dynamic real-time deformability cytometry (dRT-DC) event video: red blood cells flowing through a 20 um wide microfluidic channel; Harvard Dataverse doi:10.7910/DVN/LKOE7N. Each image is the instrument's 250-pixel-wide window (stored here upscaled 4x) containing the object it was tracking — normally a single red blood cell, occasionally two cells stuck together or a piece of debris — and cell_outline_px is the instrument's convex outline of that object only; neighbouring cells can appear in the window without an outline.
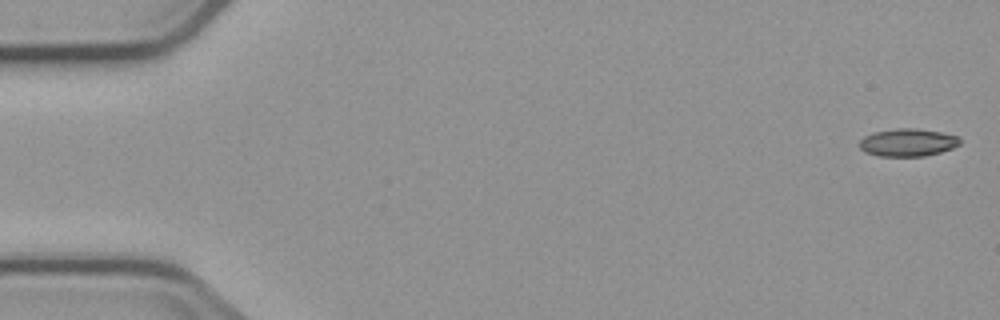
{"species": "common noctule bat (a hibernating species)", "species_latin": "Nyctalus noctula", "temperature_condition": "cold", "stored_images_in_passage": 5, "camera_frame_rate_fps": 3000, "um_per_image_px": 0.085, "animal": {"sex": "male", "body_mass_g": 23.1, "forearm_length_mm": 52.7}, "frame": {"image": 1, "passage_image": 1, "time_ms": 0.0, "image_size_px": [1000, 320], "cell_outline_px": [[960, 144], [952, 148], [940, 152], [924, 156], [880, 156], [864, 152], [860, 148], [860, 140], [864, 136], [872, 132], [896, 128], [916, 128], [940, 132], [960, 136]], "centroid_in_image_um": [77.15, 12.1], "position_along_channel_um": 7.8, "area_um2": 16.3}}
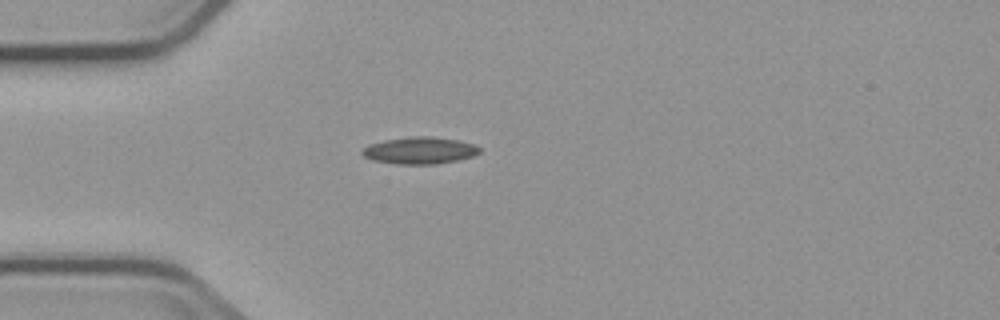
{"frame": {"image": 2, "passage_image": 5, "time_ms": 4.667, "image_size_px": [1000, 320], "cell_outline_px": [[480, 152], [472, 156], [456, 160], [432, 164], [396, 164], [372, 160], [364, 156], [360, 152], [368, 144], [384, 140], [412, 136], [432, 136], [460, 140], [476, 144], [480, 148]], "centroid_in_image_um": [35.67, 12.78], "position_along_channel_um": 49.3, "area_um2": 18.5}}